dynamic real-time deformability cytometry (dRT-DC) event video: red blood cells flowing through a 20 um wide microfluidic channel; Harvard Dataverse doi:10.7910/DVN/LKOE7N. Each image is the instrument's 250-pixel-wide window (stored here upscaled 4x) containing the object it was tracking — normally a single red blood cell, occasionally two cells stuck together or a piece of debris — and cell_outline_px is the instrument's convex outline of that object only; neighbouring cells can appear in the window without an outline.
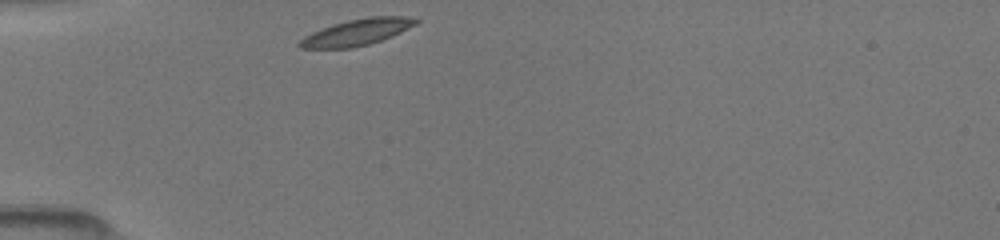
{"species": "common noctule bat (a hibernating species)", "species_latin": "Nyctalus noctula", "temperature_condition": "room temperature", "stored_images_in_passage": 23, "camera_frame_rate_fps": 3000, "um_per_image_px": 0.085, "animal": {"sex": "female", "body_mass_g": 19.5, "forearm_length_mm": 54.1}, "frame": {"image": 1, "passage_image": 1, "time_ms": 0.0, "image_size_px": [1000, 240], "cell_outline_px": [[420, 20], [416, 24], [392, 36], [368, 44], [352, 48], [300, 48], [296, 44], [304, 36], [312, 32], [332, 24], [348, 20], [372, 16], [404, 16]], "centroid_in_image_um": [30.31, 2.74], "position_along_channel_um": 54.7, "area_um2": 17.69}}
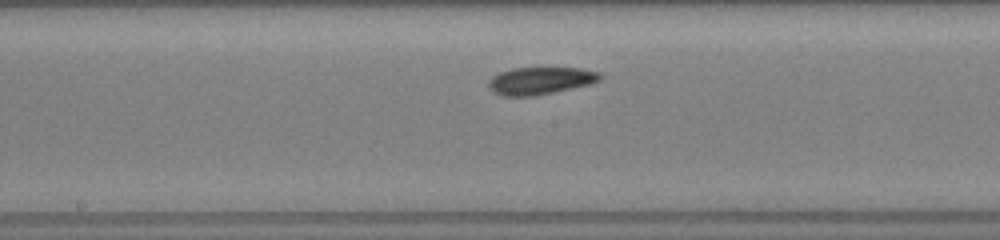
{"frame": {"image": 2, "passage_image": 13, "time_ms": 4.0, "image_size_px": [1000, 240], "cell_outline_px": [[600, 80], [592, 84], [536, 96], [504, 96], [492, 92], [488, 88], [488, 80], [492, 76], [500, 72], [512, 68], [580, 68], [600, 72]], "centroid_in_image_um": [45.91, 6.87], "position_along_channel_um": 202.3, "area_um2": 17.98}}
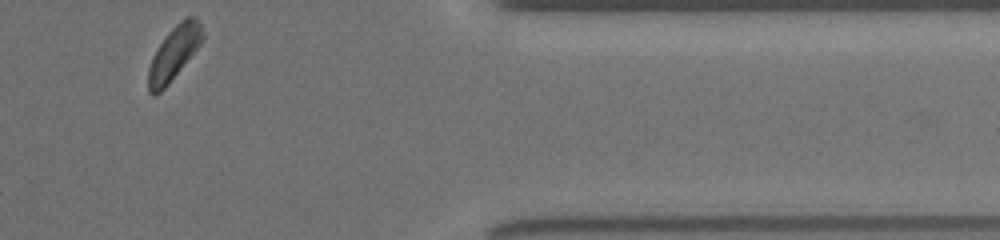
{"frame": {"image": 3, "passage_image": 23, "time_ms": 9.333, "image_size_px": [1000, 240], "cell_outline_px": [[204, 40], [168, 84], [156, 96], [152, 96], [148, 92], [148, 68], [152, 56], [164, 36], [180, 20], [188, 16], [196, 16], [200, 20], [204, 32]], "centroid_in_image_um": [14.79, 4.49], "position_along_channel_um": 396.6, "area_um2": 17.17}}